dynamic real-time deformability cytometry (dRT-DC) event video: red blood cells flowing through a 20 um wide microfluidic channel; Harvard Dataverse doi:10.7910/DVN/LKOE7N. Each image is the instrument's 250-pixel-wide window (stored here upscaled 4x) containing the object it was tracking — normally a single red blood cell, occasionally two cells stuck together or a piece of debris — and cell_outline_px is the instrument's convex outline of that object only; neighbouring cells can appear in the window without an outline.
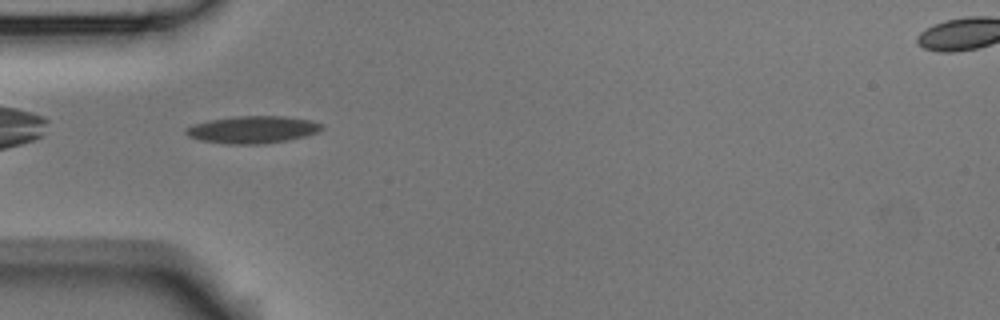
{"species": "Egyptian fruit bat (a non-hibernating species)", "species_latin": "Rousettus aegyptiacus", "temperature_condition": "room temperature", "stored_images_in_passage": 10, "camera_frame_rate_fps": 3000, "um_per_image_px": 0.085, "animal": {"sex": "male"}, "frame": {"image": 1, "passage_image": 5, "time_ms": 1.333, "image_size_px": [1000, 320], "cell_outline_px": [[324, 128], [316, 132], [304, 136], [288, 140], [260, 144], [224, 144], [200, 140], [188, 136], [184, 132], [184, 128], [208, 120], [236, 116], [284, 116], [312, 120], [324, 124]], "centroid_in_image_um": [21.47, 11.01], "position_along_channel_um": 63.5, "area_um2": 21.68}}
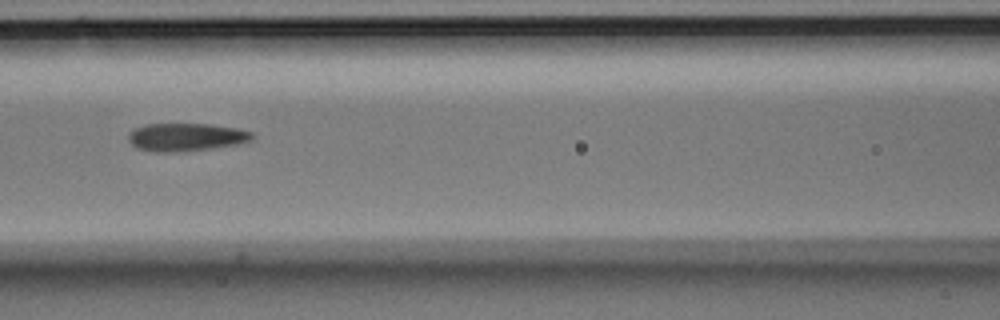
{"frame": {"image": 2, "passage_image": 7, "time_ms": 2.0, "image_size_px": [1000, 320], "cell_outline_px": [[256, 136], [252, 140], [240, 144], [212, 148], [176, 152], [152, 152], [136, 148], [128, 140], [128, 132], [144, 124], [208, 124], [236, 128], [252, 132]], "centroid_in_image_um": [15.81, 11.66], "position_along_channel_um": 150.8, "area_um2": 20.35}}
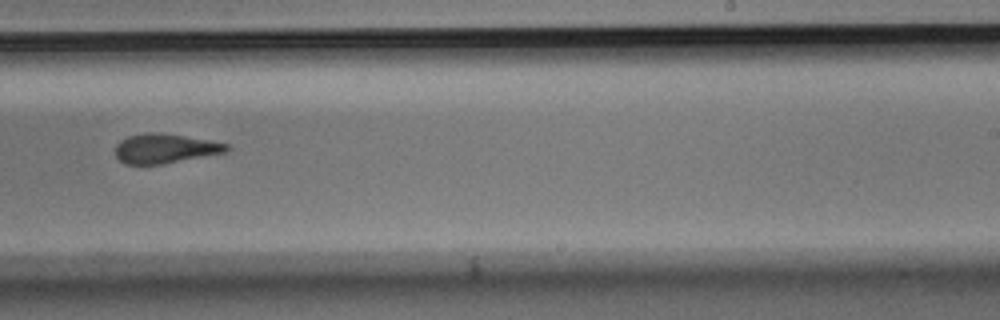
{"frame": {"image": 3, "passage_image": 10, "time_ms": 3.0, "image_size_px": [1000, 320], "cell_outline_px": [[232, 148], [228, 152], [164, 164], [124, 164], [116, 156], [116, 144], [120, 140], [128, 136], [152, 132], [184, 136], [208, 140], [228, 144]], "centroid_in_image_um": [14.06, 12.63], "position_along_channel_um": 274.9, "area_um2": 19.07}}